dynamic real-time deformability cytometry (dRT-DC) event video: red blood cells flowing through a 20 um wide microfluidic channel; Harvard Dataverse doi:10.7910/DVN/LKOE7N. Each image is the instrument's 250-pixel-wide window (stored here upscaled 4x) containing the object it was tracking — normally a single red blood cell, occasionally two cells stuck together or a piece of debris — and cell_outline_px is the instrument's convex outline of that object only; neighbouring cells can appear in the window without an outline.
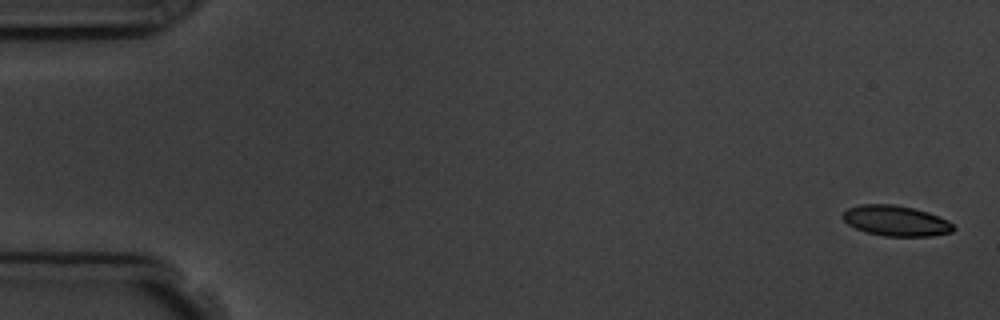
{"species": "common noctule bat (a hibernating species)", "species_latin": "Nyctalus noctula", "temperature_condition": "room temperature", "stored_images_in_passage": 5, "camera_frame_rate_fps": 3000, "um_per_image_px": 0.085, "animal": {"sex": "male", "body_mass_g": 19.5, "forearm_length_mm": 54.6}, "frame": {"image": 1, "passage_image": 1, "time_ms": 0.0, "image_size_px": [1000, 320], "cell_outline_px": [[956, 228], [952, 232], [932, 236], [884, 236], [864, 232], [848, 224], [840, 216], [848, 208], [860, 204], [892, 204], [912, 208], [928, 212], [948, 220]], "centroid_in_image_um": [76.14, 18.77], "position_along_channel_um": 8.9, "area_um2": 19.71}}
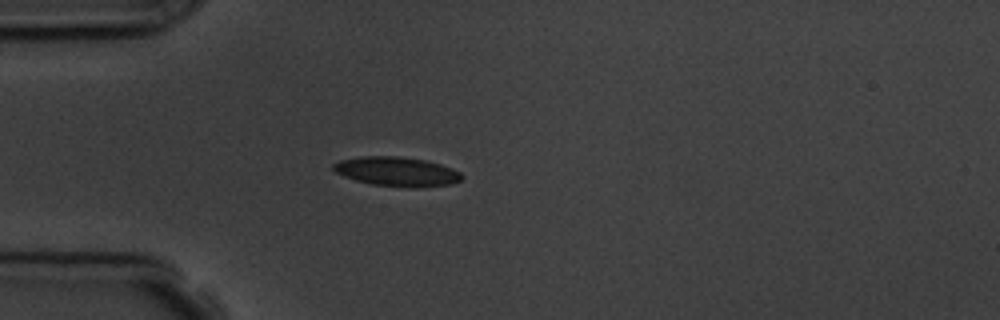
{"frame": {"image": 2, "passage_image": 5, "time_ms": 4.667, "image_size_px": [1000, 320], "cell_outline_px": [[464, 176], [460, 180], [452, 184], [416, 188], [408, 188], [372, 184], [356, 180], [344, 176], [336, 172], [332, 168], [332, 164], [340, 160], [360, 156], [396, 156], [424, 160], [440, 164], [452, 168], [460, 172]], "centroid_in_image_um": [33.74, 14.59], "position_along_channel_um": 51.3, "area_um2": 22.02}}